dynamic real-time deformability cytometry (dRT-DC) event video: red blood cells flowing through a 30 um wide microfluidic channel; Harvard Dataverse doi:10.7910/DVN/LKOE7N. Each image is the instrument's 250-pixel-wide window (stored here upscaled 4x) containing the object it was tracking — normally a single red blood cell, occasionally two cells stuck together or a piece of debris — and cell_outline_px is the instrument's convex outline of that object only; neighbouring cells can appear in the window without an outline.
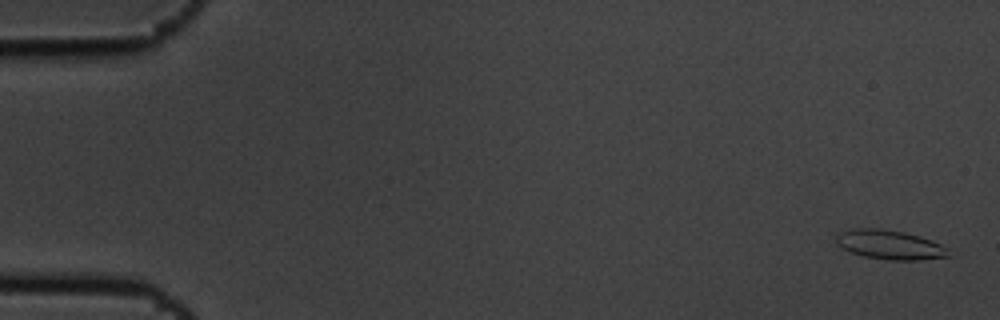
{"species": "common noctule bat (a hibernating species)", "species_latin": "Nyctalus noctula", "temperature_condition": "cold", "stored_images_in_passage": 3, "camera_frame_rate_fps": 3000, "um_per_image_px": 0.085, "animal": {"sex": "male", "body_mass_g": 19.5, "forearm_length_mm": 54.6}, "frame": {"image": 1, "passage_image": 1, "time_ms": 0.0, "image_size_px": [1000, 320], "cell_outline_px": [[952, 256], [920, 260], [888, 260], [864, 256], [852, 252], [836, 244], [836, 236], [840, 232], [852, 228], [880, 228], [904, 232], [920, 236], [940, 244], [948, 248]], "centroid_in_image_um": [75.66, 20.8], "position_along_channel_um": 9.3, "area_um2": 19.25}}